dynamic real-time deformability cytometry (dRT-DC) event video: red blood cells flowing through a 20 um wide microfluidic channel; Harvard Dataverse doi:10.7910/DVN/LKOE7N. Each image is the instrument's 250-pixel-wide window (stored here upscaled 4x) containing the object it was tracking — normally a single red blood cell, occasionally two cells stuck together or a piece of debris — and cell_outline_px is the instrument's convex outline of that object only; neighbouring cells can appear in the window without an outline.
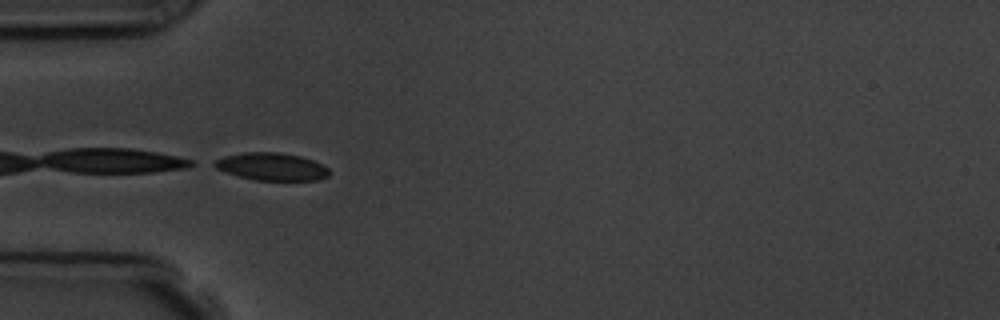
{"species": "common noctule bat (a hibernating species)", "species_latin": "Nyctalus noctula", "temperature_condition": "room temperature", "stored_images_in_passage": 6, "camera_frame_rate_fps": 3000, "um_per_image_px": 0.085, "animal": {"sex": "male", "body_mass_g": 19.5, "forearm_length_mm": 54.6}, "frame": {"image": 1, "passage_image": 5, "time_ms": 4.667, "image_size_px": [1000, 320], "cell_outline_px": [[328, 176], [316, 180], [256, 180], [240, 176], [216, 168], [208, 164], [224, 156], [244, 152], [276, 152], [300, 156], [312, 160], [328, 168]], "centroid_in_image_um": [23.05, 14.15], "position_along_channel_um": 62.0, "area_um2": 18.21}}